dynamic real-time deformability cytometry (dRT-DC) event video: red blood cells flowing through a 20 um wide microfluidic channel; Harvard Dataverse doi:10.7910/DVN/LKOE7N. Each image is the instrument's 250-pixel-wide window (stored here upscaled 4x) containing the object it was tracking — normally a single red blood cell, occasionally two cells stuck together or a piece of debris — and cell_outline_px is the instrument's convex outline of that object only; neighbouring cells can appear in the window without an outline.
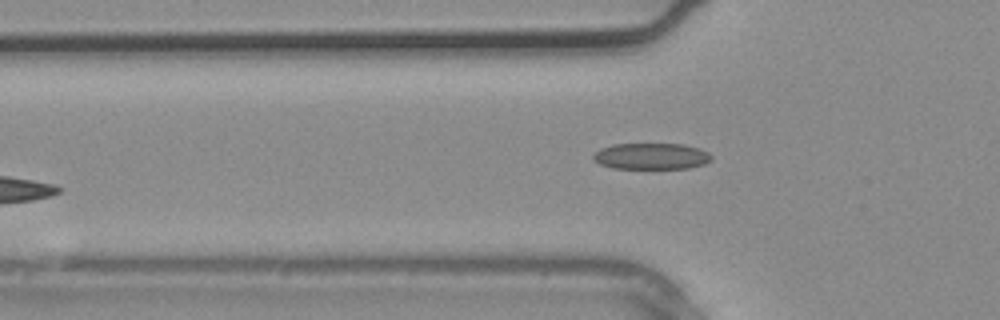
{"species": "common noctule bat (a hibernating species)", "species_latin": "Nyctalus noctula", "temperature_condition": "warm", "stored_images_in_passage": 6, "camera_frame_rate_fps": 3000, "um_per_image_px": 0.085, "animal": {"sex": "male", "body_mass_g": 20.4}, "frame": {"image": 1, "passage_image": 6, "time_ms": 1.667, "image_size_px": [1000, 320], "cell_outline_px": [[712, 160], [704, 164], [688, 168], [612, 168], [600, 164], [592, 160], [592, 156], [600, 148], [612, 144], [684, 144], [700, 148], [708, 152], [712, 156]], "centroid_in_image_um": [55.36, 13.27], "position_along_channel_um": 70.4, "area_um2": 18.21}}